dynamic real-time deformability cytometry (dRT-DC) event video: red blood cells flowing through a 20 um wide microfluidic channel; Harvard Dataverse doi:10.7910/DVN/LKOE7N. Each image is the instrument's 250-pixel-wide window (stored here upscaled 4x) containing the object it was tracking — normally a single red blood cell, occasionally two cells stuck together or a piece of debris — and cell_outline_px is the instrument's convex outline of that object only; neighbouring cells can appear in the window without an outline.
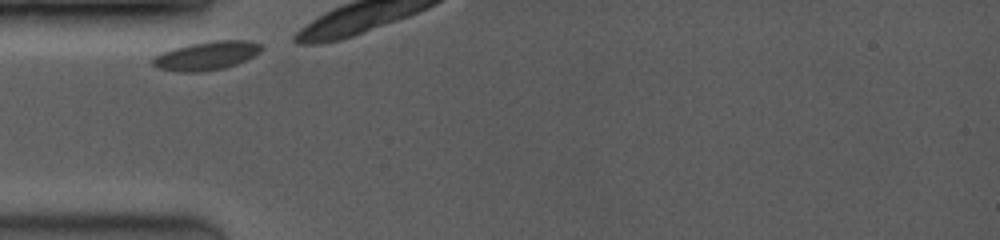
{"species": "common noctule bat (a hibernating species)", "species_latin": "Nyctalus noctula", "temperature_condition": "room temperature", "stored_images_in_passage": 32, "camera_frame_rate_fps": 3500, "um_per_image_px": 0.085, "animal": {"sex": "female", "body_mass_g": 19.0, "forearm_length_mm": 53.3}, "frame": {"image": 1, "passage_image": 1, "time_ms": 0.0, "image_size_px": [1000, 240], "cell_outline_px": [[264, 48], [260, 52], [236, 64], [224, 68], [200, 72], [176, 72], [156, 68], [152, 64], [152, 56], [160, 52], [192, 44], [216, 40], [248, 40], [260, 44]], "centroid_in_image_um": [17.51, 4.74], "position_along_channel_um": 67.5, "area_um2": 18.15}, "authors_computed_cell_mechanics": {"area_um2": 18.2937, "velocity_mm_per_s": 3.6125, "shape_relaxation_time_tau1_ms": null, "shape_relaxation_time_tau2_ms": 2.2352, "deformation_change_tau1": null, "deformation_change_tau2": 0.0395}}